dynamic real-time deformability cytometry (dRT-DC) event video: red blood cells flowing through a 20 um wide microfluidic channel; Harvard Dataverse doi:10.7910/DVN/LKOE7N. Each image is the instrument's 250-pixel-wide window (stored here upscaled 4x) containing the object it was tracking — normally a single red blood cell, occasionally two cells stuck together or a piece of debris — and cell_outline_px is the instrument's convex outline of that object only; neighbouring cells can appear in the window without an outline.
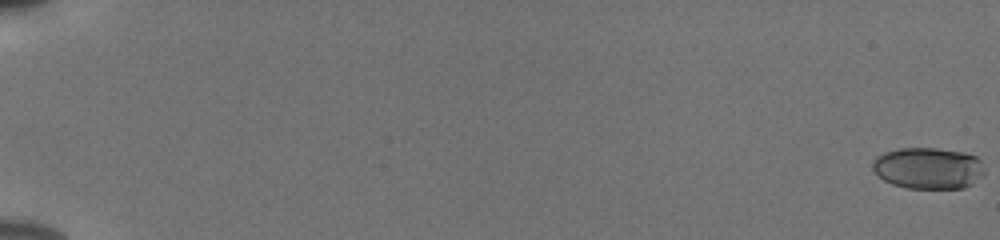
{"species": "human", "species_latin": "Homo sapiens", "temperature_condition": "cold", "stored_images_in_passage": 57, "camera_frame_rate_fps": 3000, "um_per_image_px": 0.085, "donor": {"sex": "male"}, "frame": {"image": 1, "passage_image": 1, "time_ms": 0.0, "image_size_px": [1000, 240], "cell_outline_px": [[984, 172], [972, 184], [964, 188], [908, 188], [892, 184], [884, 180], [872, 168], [872, 160], [876, 156], [884, 152], [900, 148], [936, 148], [964, 152], [976, 156], [980, 160]], "centroid_in_image_um": [78.88, 14.28], "position_along_channel_um": 6.1, "area_um2": 26.99}}
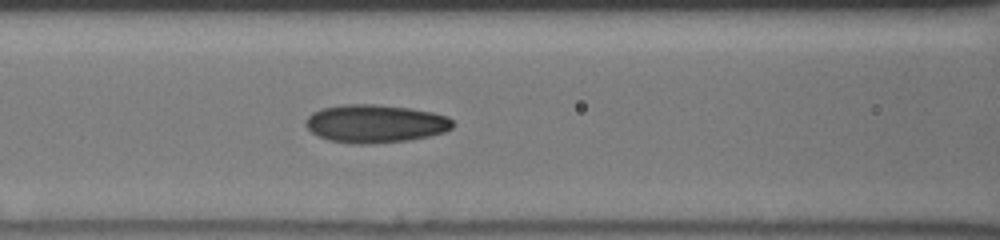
{"frame": {"image": 2, "passage_image": 28, "time_ms": 9.0, "image_size_px": [1000, 240], "cell_outline_px": [[456, 124], [452, 128], [444, 132], [428, 136], [408, 140], [372, 144], [352, 144], [328, 140], [312, 132], [304, 124], [308, 116], [312, 112], [320, 108], [344, 104], [372, 104], [408, 108], [432, 112], [448, 116]], "centroid_in_image_um": [31.9, 10.51], "position_along_channel_um": 134.7, "area_um2": 32.77}}
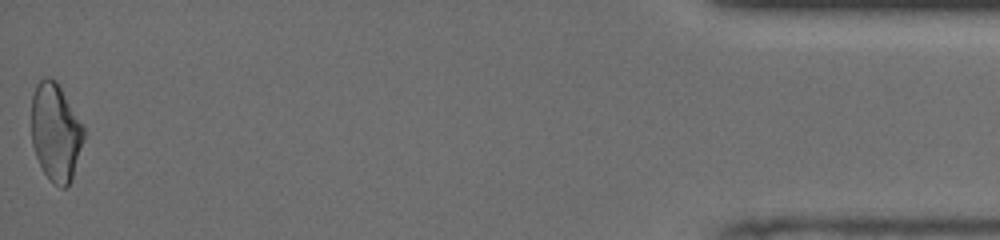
{"frame": {"image": 3, "passage_image": 57, "time_ms": 18.667, "image_size_px": [1000, 240], "cell_outline_px": [[84, 136], [72, 180], [64, 188], [60, 188], [44, 172], [36, 156], [32, 144], [32, 96], [36, 84], [44, 76], [48, 76], [56, 80], [84, 128]], "centroid_in_image_um": [4.72, 11.21], "position_along_channel_um": 430.5, "area_um2": 29.42}, "authors_computed_cell_mechanics": {"area_um2": 29.7092, "velocity_mm_per_s": 3.8616, "shape_relaxation_time_tau1_ms": 8.2274, "shape_relaxation_time_tau2_ms": 2.1126, "deformation_change_tau1": 0.1777, "deformation_change_tau2": 0.0858}}